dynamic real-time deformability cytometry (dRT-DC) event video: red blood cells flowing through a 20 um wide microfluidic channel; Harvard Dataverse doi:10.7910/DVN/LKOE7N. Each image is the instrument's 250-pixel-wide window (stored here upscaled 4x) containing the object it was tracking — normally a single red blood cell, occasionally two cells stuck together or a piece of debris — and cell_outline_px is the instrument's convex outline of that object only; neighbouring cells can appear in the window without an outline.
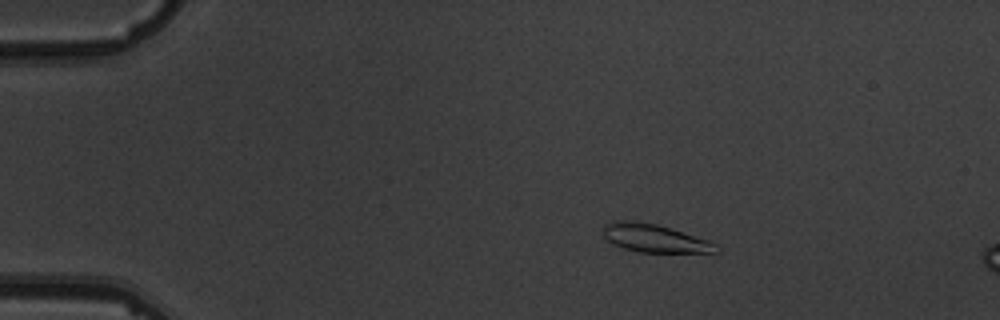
{"species": "common noctule bat (a hibernating species)", "species_latin": "Nyctalus noctula", "temperature_condition": "warm", "stored_images_in_passage": 5, "camera_frame_rate_fps": 3000, "um_per_image_px": 0.085, "animal": {"sex": "male", "body_mass_g": 19.5, "forearm_length_mm": 54.6}, "frame": {"image": 1, "passage_image": 4, "time_ms": 3.333, "image_size_px": [1000, 320], "cell_outline_px": [[720, 252], [640, 252], [624, 248], [612, 244], [604, 236], [604, 224], [616, 220], [636, 220], [656, 224], [708, 240], [716, 244], [720, 248]], "centroid_in_image_um": [55.62, 20.24], "position_along_channel_um": 29.4, "area_um2": 18.38}}